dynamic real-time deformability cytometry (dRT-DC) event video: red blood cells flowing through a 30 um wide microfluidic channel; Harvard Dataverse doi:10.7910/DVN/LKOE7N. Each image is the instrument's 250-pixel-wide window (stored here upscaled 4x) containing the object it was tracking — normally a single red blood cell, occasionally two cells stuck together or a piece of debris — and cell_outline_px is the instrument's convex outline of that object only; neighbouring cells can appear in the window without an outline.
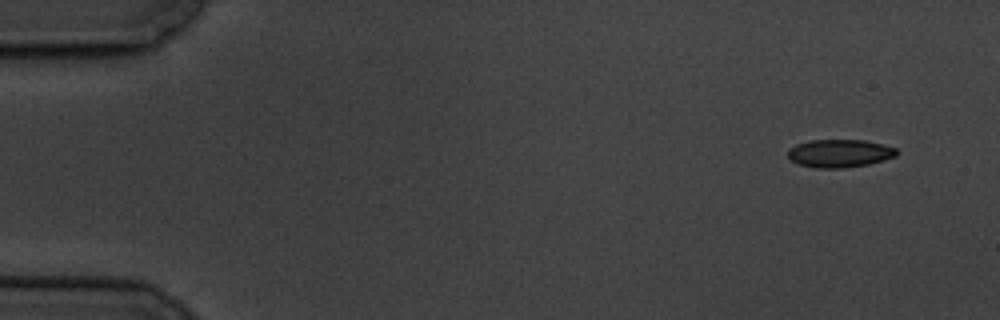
{"species": "common noctule bat (a hibernating species)", "species_latin": "Nyctalus noctula", "temperature_condition": "cold", "stored_images_in_passage": 4, "camera_frame_rate_fps": 3000, "um_per_image_px": 0.085, "animal": {"sex": "male", "body_mass_g": 19.5, "forearm_length_mm": 54.6}, "frame": {"image": 1, "passage_image": 1, "time_ms": 0.0, "image_size_px": [1000, 320], "cell_outline_px": [[900, 152], [896, 156], [884, 160], [868, 164], [844, 168], [816, 168], [800, 164], [792, 160], [788, 156], [788, 148], [796, 144], [808, 140], [864, 140], [884, 144], [896, 148]], "centroid_in_image_um": [71.39, 13.02], "position_along_channel_um": 13.6, "area_um2": 17.86}}